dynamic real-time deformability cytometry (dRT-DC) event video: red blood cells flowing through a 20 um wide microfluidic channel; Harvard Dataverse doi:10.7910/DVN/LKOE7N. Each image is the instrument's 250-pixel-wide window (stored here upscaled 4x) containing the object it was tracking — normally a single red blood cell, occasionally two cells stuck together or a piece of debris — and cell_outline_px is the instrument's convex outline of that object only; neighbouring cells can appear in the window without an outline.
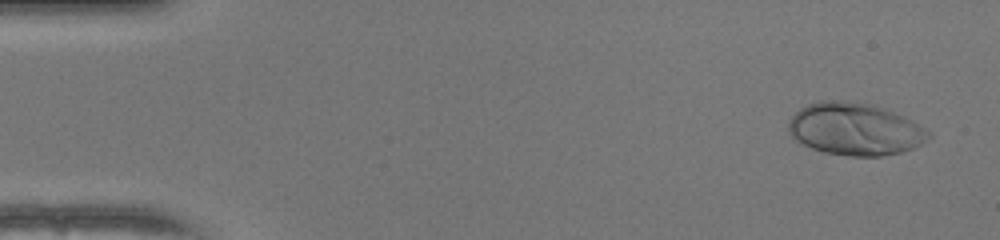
{"species": "human", "species_latin": "Homo sapiens", "temperature_condition": "warm", "stored_images_in_passage": 50, "camera_frame_rate_fps": 3000, "um_per_image_px": 0.085, "donor": {"sex": "female"}, "frame": {"image": 1, "passage_image": 3, "time_ms": 0.667, "image_size_px": [1000, 240], "cell_outline_px": [[932, 136], [928, 140], [912, 148], [900, 152], [880, 156], [848, 156], [824, 152], [812, 148], [796, 140], [788, 132], [788, 120], [800, 108], [808, 104], [820, 100], [844, 100], [876, 104], [912, 120], [932, 132]], "centroid_in_image_um": [72.68, 10.96], "position_along_channel_um": 12.3, "area_um2": 43.06}}
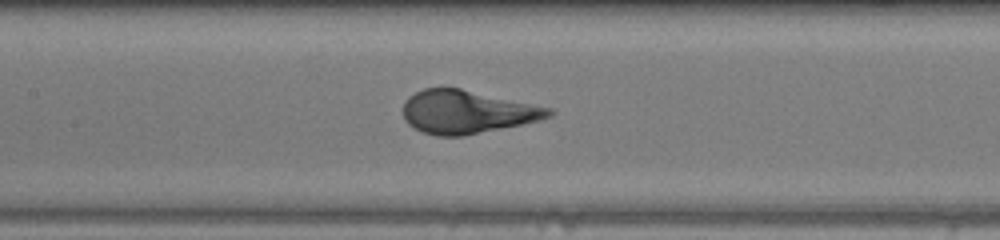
{"frame": {"image": 2, "passage_image": 24, "time_ms": 7.667, "image_size_px": [1000, 240], "cell_outline_px": [[556, 112], [552, 116], [540, 120], [464, 136], [436, 136], [424, 132], [408, 124], [404, 120], [404, 100], [408, 96], [424, 88], [460, 88], [552, 108]], "centroid_in_image_um": [39.7, 9.51], "position_along_channel_um": 167.7, "area_um2": 36.59}}
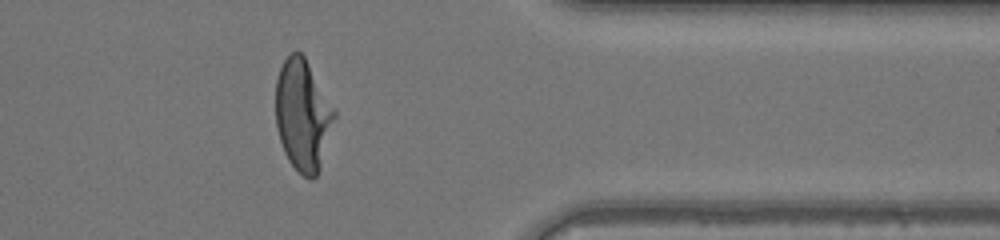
{"frame": {"image": 3, "passage_image": 41, "time_ms": 13.333, "image_size_px": [1000, 240], "cell_outline_px": [[336, 116], [320, 168], [316, 176], [312, 180], [308, 180], [288, 160], [284, 152], [276, 128], [276, 80], [280, 68], [284, 60], [292, 52], [300, 52], [304, 56], [336, 112]], "centroid_in_image_um": [25.73, 9.8], "position_along_channel_um": 385.7, "area_um2": 37.69}}